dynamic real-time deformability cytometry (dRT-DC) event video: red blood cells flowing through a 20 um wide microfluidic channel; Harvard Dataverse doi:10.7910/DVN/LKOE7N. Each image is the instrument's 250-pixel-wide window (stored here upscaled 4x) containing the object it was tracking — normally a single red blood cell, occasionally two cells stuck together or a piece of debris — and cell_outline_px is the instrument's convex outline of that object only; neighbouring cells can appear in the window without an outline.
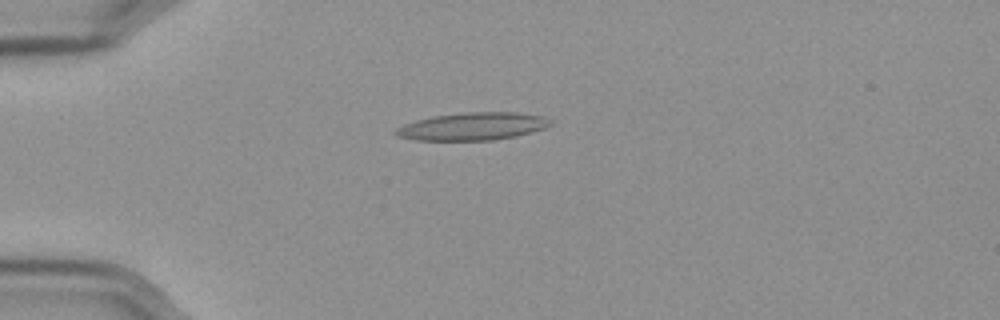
{"species": "Egyptian fruit bat (a non-hibernating species)", "species_latin": "Rousettus aegyptiacus", "temperature_condition": "cold", "stored_images_in_passage": 57, "camera_frame_rate_fps": 3000, "um_per_image_px": 0.085, "frame": {"image": 1, "passage_image": 15, "time_ms": 4.667, "image_size_px": [1000, 320], "cell_outline_px": [[552, 124], [544, 128], [516, 136], [496, 140], [416, 140], [400, 136], [392, 132], [396, 128], [404, 124], [416, 120], [436, 116], [464, 112], [516, 112], [540, 116], [552, 120]], "centroid_in_image_um": [40.18, 10.74], "position_along_channel_um": 44.8, "area_um2": 24.74}}
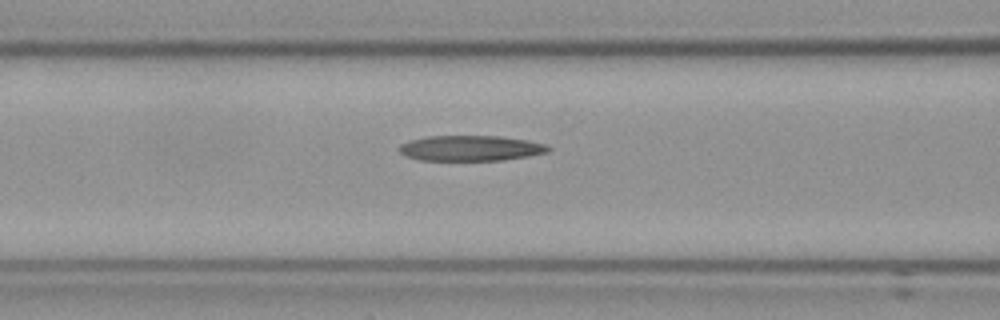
{"frame": {"image": 2, "passage_image": 24, "time_ms": 7.667, "image_size_px": [1000, 320], "cell_outline_px": [[552, 148], [548, 152], [528, 156], [500, 160], [420, 160], [408, 156], [400, 152], [400, 144], [424, 136], [500, 136], [528, 140], [544, 144]], "centroid_in_image_um": [40.03, 12.59], "position_along_channel_um": 126.6, "area_um2": 21.91}}
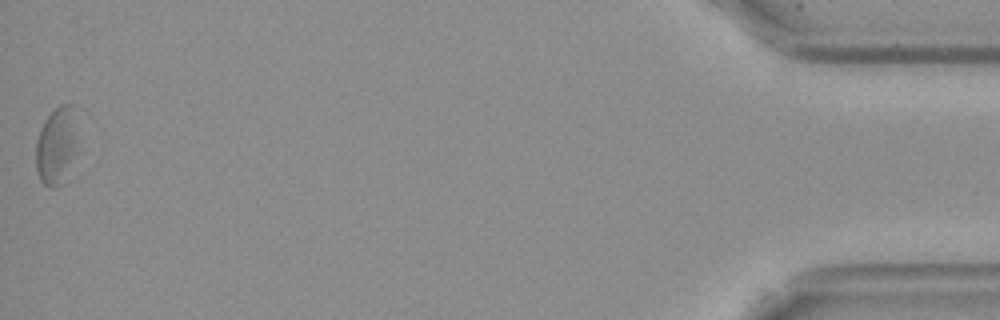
{"frame": {"image": 3, "passage_image": 57, "time_ms": 18.667, "image_size_px": [1000, 320], "cell_outline_px": [[80, 152], [64, 184], [56, 188], [52, 188], [44, 184], [40, 180], [36, 168], [36, 140], [40, 128], [44, 120], [60, 104], [72, 104]], "centroid_in_image_um": [4.86, 12.46], "position_along_channel_um": 430.3, "area_um2": 19.83}, "authors_computed_cell_mechanics": {"area_um2": 22.8888, "velocity_mm_per_s": 3.5596, "shape_relaxation_time_tau1_ms": null, "shape_relaxation_time_tau2_ms": 6.4304, "deformation_change_tau1": null, "deformation_change_tau2": 0.1719}}